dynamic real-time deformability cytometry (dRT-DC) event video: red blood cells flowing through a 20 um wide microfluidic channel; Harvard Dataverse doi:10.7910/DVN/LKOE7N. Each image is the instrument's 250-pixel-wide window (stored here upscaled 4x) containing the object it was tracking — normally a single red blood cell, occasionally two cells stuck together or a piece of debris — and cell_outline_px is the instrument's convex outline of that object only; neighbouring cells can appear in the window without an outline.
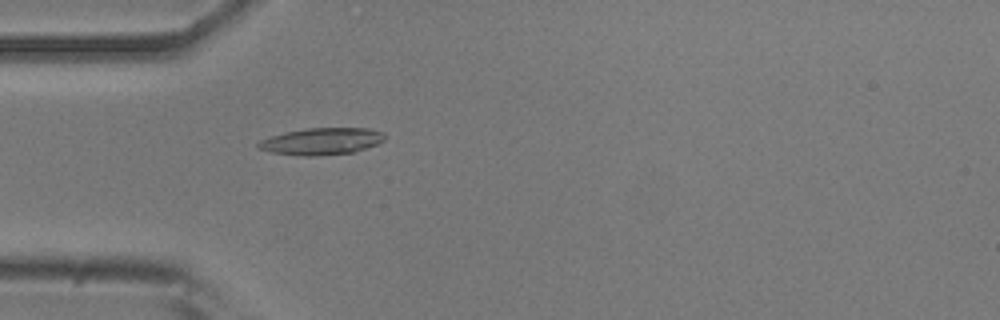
{"species": "common noctule bat (a hibernating species)", "species_latin": "Nyctalus noctula", "temperature_condition": "room temperature", "stored_images_in_passage": 53, "camera_frame_rate_fps": 3000, "um_per_image_px": 0.085, "animal": {"sex": "male", "body_mass_g": 20.5, "forearm_length_mm": 52.5}, "frame": {"image": 1, "passage_image": 16, "time_ms": 5.0, "image_size_px": [1000, 320], "cell_outline_px": [[384, 140], [376, 144], [352, 152], [320, 156], [296, 156], [272, 152], [260, 148], [256, 144], [260, 140], [284, 132], [308, 128], [368, 128], [384, 132]], "centroid_in_image_um": [27.32, 12.01], "position_along_channel_um": 57.7, "area_um2": 19.71}}
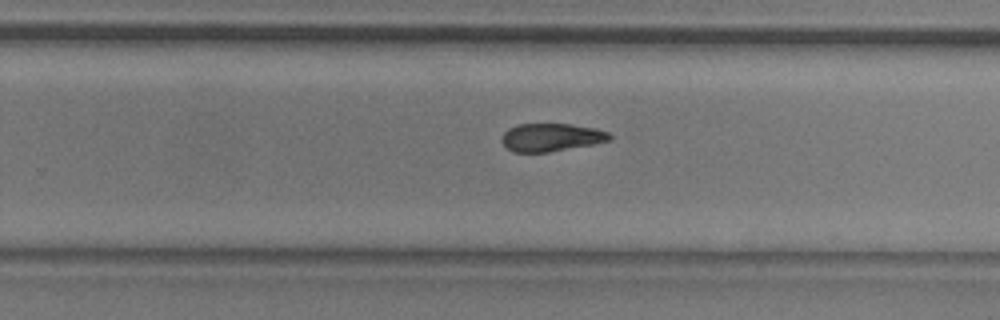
{"frame": {"image": 2, "passage_image": 34, "time_ms": 11.0, "image_size_px": [1000, 320], "cell_outline_px": [[612, 140], [592, 144], [548, 152], [512, 152], [504, 148], [500, 140], [504, 132], [508, 128], [516, 124], [572, 124], [596, 128], [608, 132], [612, 136]], "centroid_in_image_um": [46.81, 11.67], "position_along_channel_um": 283.0, "area_um2": 17.8}}
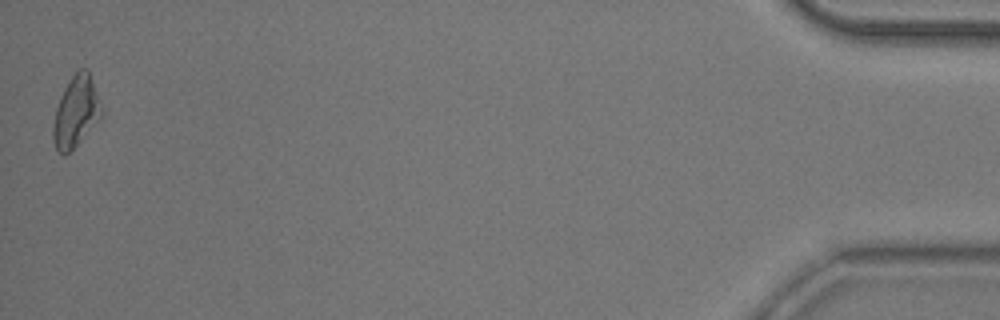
{"frame": {"image": 3, "passage_image": 53, "time_ms": 17.333, "image_size_px": [1000, 320], "cell_outline_px": [[100, 116], [80, 140], [64, 156], [56, 148], [52, 140], [52, 128], [56, 108], [60, 96], [64, 88], [72, 76], [80, 68], [88, 68], [100, 108]], "centroid_in_image_um": [6.38, 9.48], "position_along_channel_um": 428.8, "area_um2": 19.07}, "authors_computed_cell_mechanics": {"area_um2": 18.8428, "velocity_mm_per_s": 3.8041, "shape_relaxation_time_tau1_ms": 6.1711, "shape_relaxation_time_tau2_ms": 6.1855, "deformation_change_tau1": 0.1586, "deformation_change_tau2": 0.1471}}